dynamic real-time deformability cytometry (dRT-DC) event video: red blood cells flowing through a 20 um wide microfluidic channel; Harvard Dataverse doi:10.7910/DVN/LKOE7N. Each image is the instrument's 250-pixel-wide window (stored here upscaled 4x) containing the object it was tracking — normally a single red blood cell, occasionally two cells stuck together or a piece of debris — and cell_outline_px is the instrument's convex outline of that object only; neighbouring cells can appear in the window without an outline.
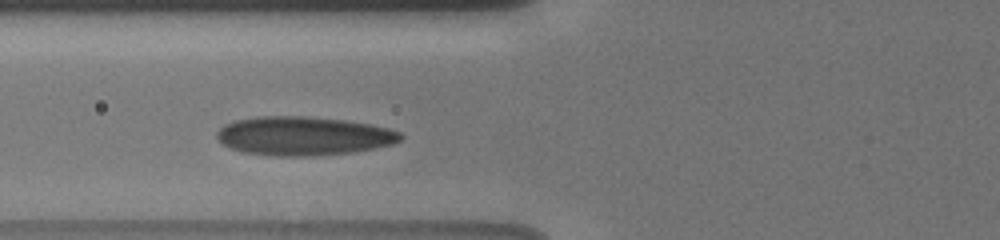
{"species": "human", "species_latin": "Homo sapiens", "temperature_condition": "cold", "stored_images_in_passage": 6, "camera_frame_rate_fps": 3000, "um_per_image_px": 0.085, "donor": {"sex": "male"}, "frame": {"image": 1, "passage_image": 5, "time_ms": 3.667, "image_size_px": [1000, 240], "cell_outline_px": [[404, 136], [400, 140], [392, 144], [352, 152], [312, 156], [276, 156], [244, 152], [220, 144], [216, 136], [216, 132], [224, 124], [232, 120], [256, 116], [308, 116], [344, 120], [368, 124], [388, 128], [400, 132]], "centroid_in_image_um": [25.74, 11.55], "position_along_channel_um": 100.1, "area_um2": 41.67}}